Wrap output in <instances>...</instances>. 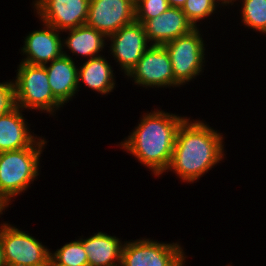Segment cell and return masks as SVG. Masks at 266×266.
<instances>
[{
  "label": "cell",
  "instance_id": "cell-27",
  "mask_svg": "<svg viewBox=\"0 0 266 266\" xmlns=\"http://www.w3.org/2000/svg\"><path fill=\"white\" fill-rule=\"evenodd\" d=\"M217 3H218V5H221L222 4V6H227L228 4H233L236 0H215ZM219 2H221V4L219 3Z\"/></svg>",
  "mask_w": 266,
  "mask_h": 266
},
{
  "label": "cell",
  "instance_id": "cell-8",
  "mask_svg": "<svg viewBox=\"0 0 266 266\" xmlns=\"http://www.w3.org/2000/svg\"><path fill=\"white\" fill-rule=\"evenodd\" d=\"M127 76L145 88L181 86L174 78L169 54L161 45H150Z\"/></svg>",
  "mask_w": 266,
  "mask_h": 266
},
{
  "label": "cell",
  "instance_id": "cell-13",
  "mask_svg": "<svg viewBox=\"0 0 266 266\" xmlns=\"http://www.w3.org/2000/svg\"><path fill=\"white\" fill-rule=\"evenodd\" d=\"M143 26L150 45L161 46L194 29L182 8L174 7H169L160 16L146 20Z\"/></svg>",
  "mask_w": 266,
  "mask_h": 266
},
{
  "label": "cell",
  "instance_id": "cell-7",
  "mask_svg": "<svg viewBox=\"0 0 266 266\" xmlns=\"http://www.w3.org/2000/svg\"><path fill=\"white\" fill-rule=\"evenodd\" d=\"M0 225V238L7 266L46 265L51 252L42 242L11 224L4 222Z\"/></svg>",
  "mask_w": 266,
  "mask_h": 266
},
{
  "label": "cell",
  "instance_id": "cell-12",
  "mask_svg": "<svg viewBox=\"0 0 266 266\" xmlns=\"http://www.w3.org/2000/svg\"><path fill=\"white\" fill-rule=\"evenodd\" d=\"M42 23L44 29L32 31L25 37L21 52L26 58L21 62L44 66L63 55V43L59 35L61 32Z\"/></svg>",
  "mask_w": 266,
  "mask_h": 266
},
{
  "label": "cell",
  "instance_id": "cell-11",
  "mask_svg": "<svg viewBox=\"0 0 266 266\" xmlns=\"http://www.w3.org/2000/svg\"><path fill=\"white\" fill-rule=\"evenodd\" d=\"M107 38L111 41L110 54L117 60L126 76L150 47L143 24L136 21Z\"/></svg>",
  "mask_w": 266,
  "mask_h": 266
},
{
  "label": "cell",
  "instance_id": "cell-3",
  "mask_svg": "<svg viewBox=\"0 0 266 266\" xmlns=\"http://www.w3.org/2000/svg\"><path fill=\"white\" fill-rule=\"evenodd\" d=\"M47 141L42 137L31 146L0 153V203L6 208L26 191L39 175L40 157Z\"/></svg>",
  "mask_w": 266,
  "mask_h": 266
},
{
  "label": "cell",
  "instance_id": "cell-1",
  "mask_svg": "<svg viewBox=\"0 0 266 266\" xmlns=\"http://www.w3.org/2000/svg\"><path fill=\"white\" fill-rule=\"evenodd\" d=\"M222 133L203 121L187 118L178 129L176 142L169 163L184 182L193 183L224 159Z\"/></svg>",
  "mask_w": 266,
  "mask_h": 266
},
{
  "label": "cell",
  "instance_id": "cell-19",
  "mask_svg": "<svg viewBox=\"0 0 266 266\" xmlns=\"http://www.w3.org/2000/svg\"><path fill=\"white\" fill-rule=\"evenodd\" d=\"M241 18L245 27L266 34V0H242Z\"/></svg>",
  "mask_w": 266,
  "mask_h": 266
},
{
  "label": "cell",
  "instance_id": "cell-9",
  "mask_svg": "<svg viewBox=\"0 0 266 266\" xmlns=\"http://www.w3.org/2000/svg\"><path fill=\"white\" fill-rule=\"evenodd\" d=\"M135 21V0H90L86 25L106 37Z\"/></svg>",
  "mask_w": 266,
  "mask_h": 266
},
{
  "label": "cell",
  "instance_id": "cell-14",
  "mask_svg": "<svg viewBox=\"0 0 266 266\" xmlns=\"http://www.w3.org/2000/svg\"><path fill=\"white\" fill-rule=\"evenodd\" d=\"M63 55L44 65L48 75L49 86L53 96L62 104L69 102L78 89V66L70 55Z\"/></svg>",
  "mask_w": 266,
  "mask_h": 266
},
{
  "label": "cell",
  "instance_id": "cell-5",
  "mask_svg": "<svg viewBox=\"0 0 266 266\" xmlns=\"http://www.w3.org/2000/svg\"><path fill=\"white\" fill-rule=\"evenodd\" d=\"M199 27L163 45L170 57L174 78L184 85L204 69L205 45Z\"/></svg>",
  "mask_w": 266,
  "mask_h": 266
},
{
  "label": "cell",
  "instance_id": "cell-2",
  "mask_svg": "<svg viewBox=\"0 0 266 266\" xmlns=\"http://www.w3.org/2000/svg\"><path fill=\"white\" fill-rule=\"evenodd\" d=\"M142 116L135 130L120 143V148L132 154L155 176H159L169 166L178 129L186 118L163 110Z\"/></svg>",
  "mask_w": 266,
  "mask_h": 266
},
{
  "label": "cell",
  "instance_id": "cell-28",
  "mask_svg": "<svg viewBox=\"0 0 266 266\" xmlns=\"http://www.w3.org/2000/svg\"><path fill=\"white\" fill-rule=\"evenodd\" d=\"M6 208L0 203V215L3 214V210H5Z\"/></svg>",
  "mask_w": 266,
  "mask_h": 266
},
{
  "label": "cell",
  "instance_id": "cell-21",
  "mask_svg": "<svg viewBox=\"0 0 266 266\" xmlns=\"http://www.w3.org/2000/svg\"><path fill=\"white\" fill-rule=\"evenodd\" d=\"M218 6L215 0H186L182 11L194 28H197V22L210 17Z\"/></svg>",
  "mask_w": 266,
  "mask_h": 266
},
{
  "label": "cell",
  "instance_id": "cell-20",
  "mask_svg": "<svg viewBox=\"0 0 266 266\" xmlns=\"http://www.w3.org/2000/svg\"><path fill=\"white\" fill-rule=\"evenodd\" d=\"M79 239L66 243L54 253H50V256L56 262L65 266H89L87 254L82 244V238Z\"/></svg>",
  "mask_w": 266,
  "mask_h": 266
},
{
  "label": "cell",
  "instance_id": "cell-16",
  "mask_svg": "<svg viewBox=\"0 0 266 266\" xmlns=\"http://www.w3.org/2000/svg\"><path fill=\"white\" fill-rule=\"evenodd\" d=\"M89 266H121L123 242L104 232L83 239Z\"/></svg>",
  "mask_w": 266,
  "mask_h": 266
},
{
  "label": "cell",
  "instance_id": "cell-25",
  "mask_svg": "<svg viewBox=\"0 0 266 266\" xmlns=\"http://www.w3.org/2000/svg\"><path fill=\"white\" fill-rule=\"evenodd\" d=\"M0 266H7L4 258L3 245L0 238Z\"/></svg>",
  "mask_w": 266,
  "mask_h": 266
},
{
  "label": "cell",
  "instance_id": "cell-23",
  "mask_svg": "<svg viewBox=\"0 0 266 266\" xmlns=\"http://www.w3.org/2000/svg\"><path fill=\"white\" fill-rule=\"evenodd\" d=\"M16 107L14 82L0 83V116Z\"/></svg>",
  "mask_w": 266,
  "mask_h": 266
},
{
  "label": "cell",
  "instance_id": "cell-22",
  "mask_svg": "<svg viewBox=\"0 0 266 266\" xmlns=\"http://www.w3.org/2000/svg\"><path fill=\"white\" fill-rule=\"evenodd\" d=\"M169 7L168 0H135L136 22L143 24L146 20L160 16Z\"/></svg>",
  "mask_w": 266,
  "mask_h": 266
},
{
  "label": "cell",
  "instance_id": "cell-26",
  "mask_svg": "<svg viewBox=\"0 0 266 266\" xmlns=\"http://www.w3.org/2000/svg\"><path fill=\"white\" fill-rule=\"evenodd\" d=\"M45 266H65V265H62V264L56 262L51 256H49Z\"/></svg>",
  "mask_w": 266,
  "mask_h": 266
},
{
  "label": "cell",
  "instance_id": "cell-6",
  "mask_svg": "<svg viewBox=\"0 0 266 266\" xmlns=\"http://www.w3.org/2000/svg\"><path fill=\"white\" fill-rule=\"evenodd\" d=\"M179 243L149 239L124 241L121 266H184L186 256Z\"/></svg>",
  "mask_w": 266,
  "mask_h": 266
},
{
  "label": "cell",
  "instance_id": "cell-15",
  "mask_svg": "<svg viewBox=\"0 0 266 266\" xmlns=\"http://www.w3.org/2000/svg\"><path fill=\"white\" fill-rule=\"evenodd\" d=\"M22 110L16 106L0 116V153L31 147L38 140L30 133Z\"/></svg>",
  "mask_w": 266,
  "mask_h": 266
},
{
  "label": "cell",
  "instance_id": "cell-18",
  "mask_svg": "<svg viewBox=\"0 0 266 266\" xmlns=\"http://www.w3.org/2000/svg\"><path fill=\"white\" fill-rule=\"evenodd\" d=\"M69 36L62 39L63 48H67L73 55H81L88 59L100 56L105 47L107 37L98 30L85 25L78 26L74 29L66 30Z\"/></svg>",
  "mask_w": 266,
  "mask_h": 266
},
{
  "label": "cell",
  "instance_id": "cell-17",
  "mask_svg": "<svg viewBox=\"0 0 266 266\" xmlns=\"http://www.w3.org/2000/svg\"><path fill=\"white\" fill-rule=\"evenodd\" d=\"M114 70L102 55L87 59L78 68V88L80 81L100 94H109L115 87Z\"/></svg>",
  "mask_w": 266,
  "mask_h": 266
},
{
  "label": "cell",
  "instance_id": "cell-4",
  "mask_svg": "<svg viewBox=\"0 0 266 266\" xmlns=\"http://www.w3.org/2000/svg\"><path fill=\"white\" fill-rule=\"evenodd\" d=\"M18 68L13 81L17 107L46 111L52 115L63 107L52 94L45 66L20 62Z\"/></svg>",
  "mask_w": 266,
  "mask_h": 266
},
{
  "label": "cell",
  "instance_id": "cell-24",
  "mask_svg": "<svg viewBox=\"0 0 266 266\" xmlns=\"http://www.w3.org/2000/svg\"><path fill=\"white\" fill-rule=\"evenodd\" d=\"M169 6L174 8H182L186 0H168Z\"/></svg>",
  "mask_w": 266,
  "mask_h": 266
},
{
  "label": "cell",
  "instance_id": "cell-10",
  "mask_svg": "<svg viewBox=\"0 0 266 266\" xmlns=\"http://www.w3.org/2000/svg\"><path fill=\"white\" fill-rule=\"evenodd\" d=\"M90 0H35L33 5L39 19L58 31L85 25Z\"/></svg>",
  "mask_w": 266,
  "mask_h": 266
}]
</instances>
